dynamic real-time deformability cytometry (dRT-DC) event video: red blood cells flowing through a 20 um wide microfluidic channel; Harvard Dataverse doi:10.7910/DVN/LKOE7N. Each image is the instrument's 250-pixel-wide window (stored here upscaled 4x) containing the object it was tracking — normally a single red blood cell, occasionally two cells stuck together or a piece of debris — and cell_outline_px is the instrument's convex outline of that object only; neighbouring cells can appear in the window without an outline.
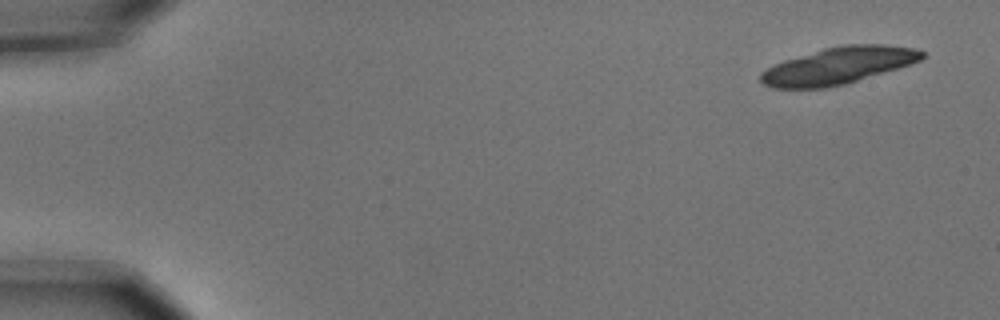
{"species": "common noctule bat (a hibernating species)", "species_latin": "Nyctalus noctula", "temperature_condition": "cold", "stored_images_in_passage": 4, "camera_frame_rate_fps": 3000, "um_per_image_px": 0.085, "animal": {"sex": "male", "body_mass_g": 15.6}, "frame": {"image": 1, "passage_image": 1, "time_ms": 0.0, "image_size_px": [1000, 320], "cell_outline_px": [[924, 56], [920, 60], [896, 68], [844, 84], [824, 88], [772, 88], [764, 84], [760, 80], [760, 72], [784, 60], [824, 48], [840, 44], [884, 44], [916, 48], [924, 52]], "centroid_in_image_um": [71.23, 5.57], "position_along_channel_um": 13.8, "area_um2": 34.28}}